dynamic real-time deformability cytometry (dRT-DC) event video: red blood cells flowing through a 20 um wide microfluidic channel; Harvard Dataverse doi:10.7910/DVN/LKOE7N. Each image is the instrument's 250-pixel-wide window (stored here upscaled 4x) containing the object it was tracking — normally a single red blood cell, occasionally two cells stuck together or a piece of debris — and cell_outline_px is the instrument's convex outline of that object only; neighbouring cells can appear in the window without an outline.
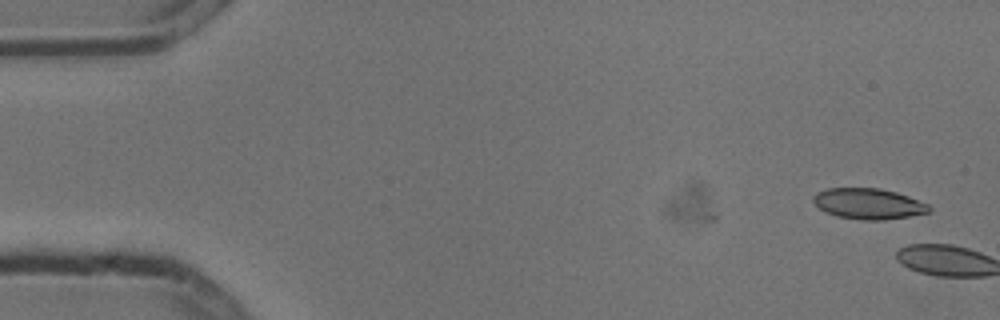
{"species": "common noctule bat (a hibernating species)", "species_latin": "Nyctalus noctula", "temperature_condition": "cold", "stored_images_in_passage": 8, "camera_frame_rate_fps": 3000, "um_per_image_px": 0.085, "animal": {"sex": "male", "body_mass_g": 13.3}, "frame": {"image": 1, "passage_image": 1, "time_ms": 0.0, "image_size_px": [1000, 320], "cell_outline_px": [[932, 212], [884, 220], [864, 220], [836, 216], [824, 212], [812, 200], [812, 196], [816, 192], [828, 188], [880, 188], [896, 192], [908, 196], [928, 204], [932, 208]], "centroid_in_image_um": [73.82, 17.32], "position_along_channel_um": 11.2, "area_um2": 20.87}}
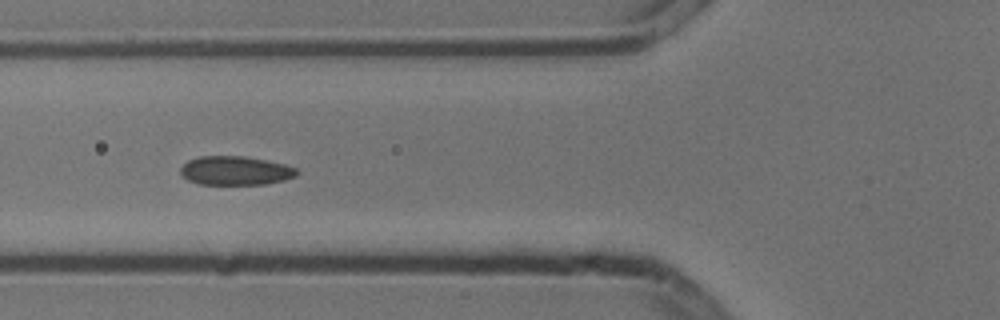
{"frame": {"image": 2, "passage_image": 7, "time_ms": 2.0, "image_size_px": [1000, 320], "cell_outline_px": [[300, 172], [296, 176], [284, 180], [264, 184], [196, 184], [188, 180], [180, 172], [180, 168], [188, 160], [200, 156], [244, 156], [284, 164], [296, 168]], "centroid_in_image_um": [20.01, 14.5], "position_along_channel_um": 105.8, "area_um2": 19.54}}
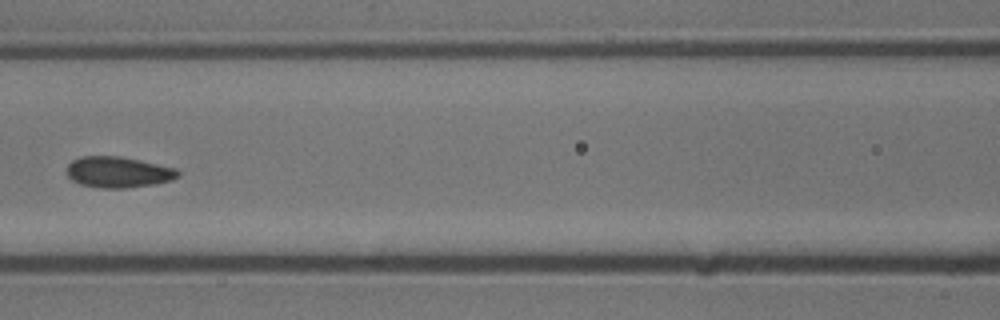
{"frame": {"image": 3, "passage_image": 8, "time_ms": 2.333, "image_size_px": [1000, 320], "cell_outline_px": [[180, 176], [172, 180], [156, 184], [124, 188], [100, 188], [80, 184], [72, 180], [68, 176], [68, 164], [72, 160], [80, 156], [120, 156], [140, 160], [176, 168], [180, 172]], "centroid_in_image_um": [10.07, 14.63], "position_along_channel_um": 156.5, "area_um2": 20.17}}